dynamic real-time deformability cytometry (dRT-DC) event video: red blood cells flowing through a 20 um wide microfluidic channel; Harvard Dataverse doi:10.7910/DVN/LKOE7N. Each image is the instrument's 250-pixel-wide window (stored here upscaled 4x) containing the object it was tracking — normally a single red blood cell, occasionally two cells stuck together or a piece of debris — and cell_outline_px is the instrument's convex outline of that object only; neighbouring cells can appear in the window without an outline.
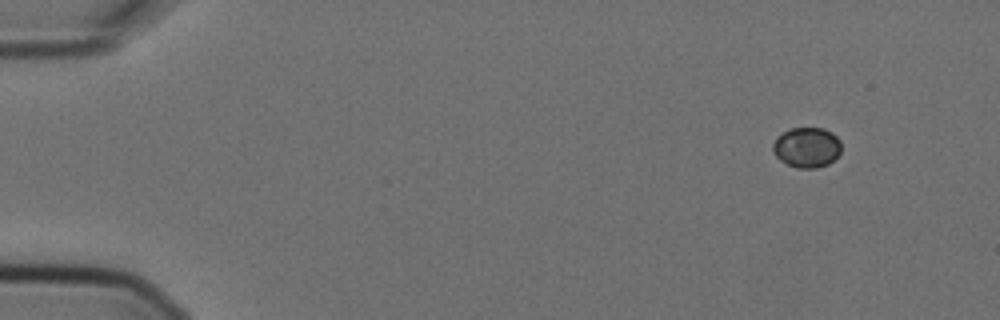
{"species": "Egyptian fruit bat (a non-hibernating species)", "species_latin": "Rousettus aegyptiacus", "temperature_condition": "cold", "stored_images_in_passage": 5, "segment_of_instrument_passage": [1, 2], "camera_frame_rate_fps": 3000, "um_per_image_px": 0.085, "animal": {"sex": "female"}, "frame": {"image": 1, "passage_image": 1, "time_ms": 0.0, "image_size_px": [1000, 320], "cell_outline_px": [[840, 152], [828, 164], [816, 168], [796, 168], [780, 160], [772, 152], [772, 144], [776, 136], [792, 128], [824, 128], [832, 132], [840, 140]], "centroid_in_image_um": [68.55, 12.52], "position_along_channel_um": 16.4, "area_um2": 16.07}}